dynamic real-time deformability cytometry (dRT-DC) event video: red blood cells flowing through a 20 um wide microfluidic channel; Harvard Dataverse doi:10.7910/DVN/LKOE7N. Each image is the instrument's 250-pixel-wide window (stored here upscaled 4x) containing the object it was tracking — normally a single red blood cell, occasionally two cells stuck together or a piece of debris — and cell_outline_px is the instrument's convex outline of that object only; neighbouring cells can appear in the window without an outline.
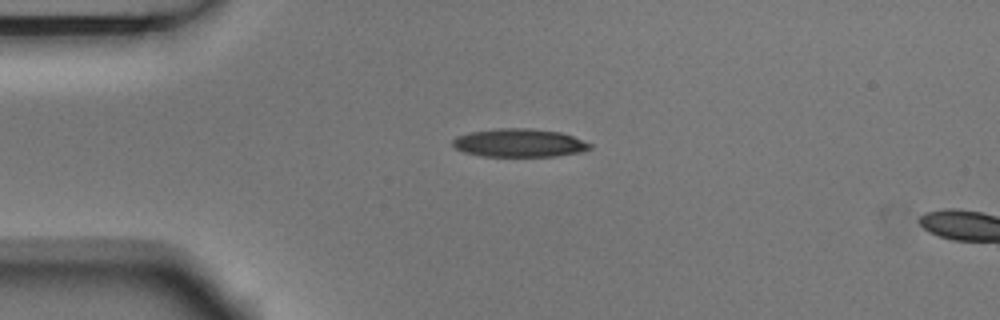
{"species": "Egyptian fruit bat (a non-hibernating species)", "species_latin": "Rousettus aegyptiacus", "temperature_condition": "room temperature", "stored_images_in_passage": 2, "camera_frame_rate_fps": 3000, "um_per_image_px": 0.085, "animal": {"sex": "male"}, "frame": {"image": 1, "passage_image": 1, "time_ms": 0.0, "image_size_px": [1000, 320], "cell_outline_px": [[592, 148], [584, 152], [556, 156], [480, 156], [464, 152], [456, 148], [452, 144], [452, 140], [456, 136], [468, 132], [496, 128], [532, 128], [560, 132], [572, 136], [592, 144]], "centroid_in_image_um": [44.14, 12.14], "position_along_channel_um": 40.9, "area_um2": 22.83}}